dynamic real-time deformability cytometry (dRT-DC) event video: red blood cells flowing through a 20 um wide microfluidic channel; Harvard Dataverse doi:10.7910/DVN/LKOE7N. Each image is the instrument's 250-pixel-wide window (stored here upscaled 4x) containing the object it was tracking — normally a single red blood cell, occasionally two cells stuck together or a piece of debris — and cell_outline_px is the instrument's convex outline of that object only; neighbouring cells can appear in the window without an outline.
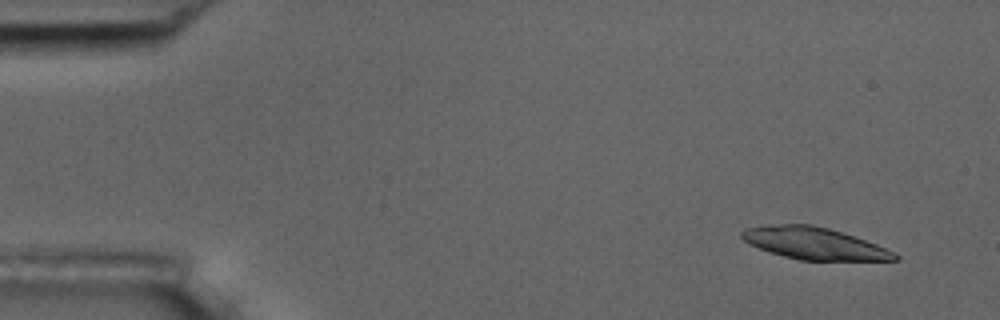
{"species": "common noctule bat (a hibernating species)", "species_latin": "Nyctalus noctula", "temperature_condition": "room temperature", "stored_images_in_passage": 5, "segment_of_instrument_passage": [2, 2], "camera_frame_rate_fps": 3000, "um_per_image_px": 0.085, "animal": {"sex": "male", "body_mass_g": 17.5, "forearm_length_mm": 52.3}, "frame": {"image": 1, "passage_image": 5, "time_ms": 5.667, "image_size_px": [1000, 320], "cell_outline_px": [[900, 260], [800, 260], [784, 256], [748, 244], [740, 236], [740, 232], [744, 228], [768, 224], [812, 224], [828, 228], [876, 244], [900, 256]], "centroid_in_image_um": [69.14, 20.67], "position_along_channel_um": 15.9, "area_um2": 28.21}}